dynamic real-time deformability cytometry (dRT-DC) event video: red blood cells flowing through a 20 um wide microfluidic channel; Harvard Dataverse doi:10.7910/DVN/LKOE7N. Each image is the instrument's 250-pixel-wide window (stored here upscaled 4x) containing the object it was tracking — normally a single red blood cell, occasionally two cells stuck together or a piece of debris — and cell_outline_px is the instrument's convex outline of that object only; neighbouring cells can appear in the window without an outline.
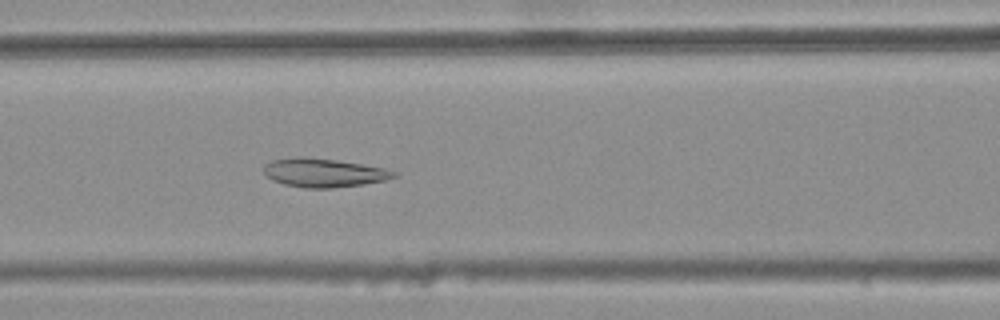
{"species": "common noctule bat (a hibernating species)", "species_latin": "Nyctalus noctula", "temperature_condition": "warm", "stored_images_in_passage": 46, "camera_frame_rate_fps": 3000, "um_per_image_px": 0.085, "animal": {"sex": "female", "body_mass_g": 25.1}, "frame": {"image": 1, "passage_image": 23, "time_ms": 7.333, "image_size_px": [1000, 320], "cell_outline_px": [[396, 176], [384, 180], [364, 184], [332, 188], [304, 188], [284, 184], [272, 180], [264, 172], [264, 164], [272, 160], [300, 156], [308, 156], [336, 160], [384, 168], [396, 172]], "centroid_in_image_um": [27.48, 14.68], "position_along_channel_um": 139.1, "area_um2": 21.68}}
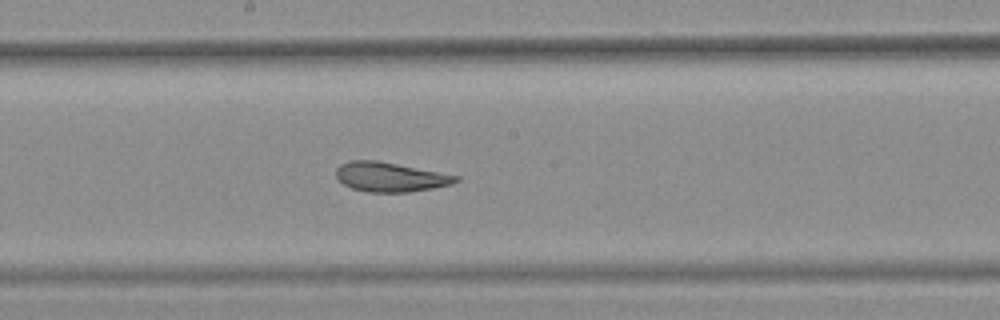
{"frame": {"image": 2, "passage_image": 29, "time_ms": 9.333, "image_size_px": [1000, 320], "cell_outline_px": [[460, 180], [452, 184], [432, 188], [408, 192], [368, 192], [352, 188], [344, 184], [336, 176], [336, 168], [340, 164], [348, 160], [376, 160], [460, 176]], "centroid_in_image_um": [33.15, 15.04], "position_along_channel_um": 215.0, "area_um2": 20.46}}
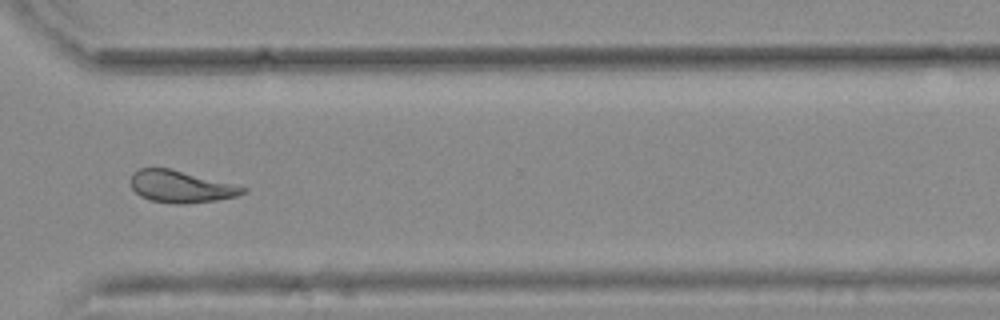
{"frame": {"image": 3, "passage_image": 40, "time_ms": 13.0, "image_size_px": [1000, 320], "cell_outline_px": [[248, 192], [236, 196], [216, 200], [184, 204], [172, 204], [152, 200], [140, 196], [132, 188], [132, 172], [140, 168], [168, 168], [248, 188]], "centroid_in_image_um": [15.37, 15.87], "position_along_channel_um": 355.2, "area_um2": 20.58}, "authors_computed_cell_mechanics": {"area_um2": 21.7617, "velocity_mm_per_s": 3.8101, "shape_relaxation_time_tau1_ms": null, "shape_relaxation_time_tau2_ms": 2.2681, "deformation_change_tau1": null, "deformation_change_tau2": 0.1016}}